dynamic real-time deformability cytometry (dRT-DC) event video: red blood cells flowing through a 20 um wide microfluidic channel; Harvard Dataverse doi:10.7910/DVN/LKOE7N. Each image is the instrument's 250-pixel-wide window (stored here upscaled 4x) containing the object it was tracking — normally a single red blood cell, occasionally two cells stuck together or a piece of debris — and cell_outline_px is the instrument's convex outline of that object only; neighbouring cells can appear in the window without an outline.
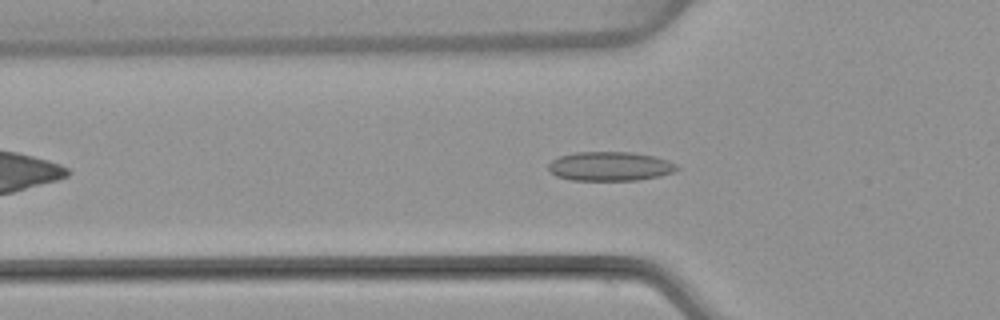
{"species": "common noctule bat (a hibernating species)", "species_latin": "Nyctalus noctula", "temperature_condition": "warm", "stored_images_in_passage": 38, "camera_frame_rate_fps": 3000, "um_per_image_px": 0.085, "animal": {"sex": "female", "body_mass_g": 22.7, "forearm_length_mm": 54.2}, "frame": {"image": 1, "passage_image": 3, "time_ms": 0.667, "image_size_px": [1000, 320], "cell_outline_px": [[680, 168], [672, 172], [660, 176], [636, 180], [572, 180], [556, 176], [548, 168], [548, 164], [552, 160], [560, 156], [572, 152], [632, 152], [652, 156], [668, 160], [676, 164]], "centroid_in_image_um": [51.84, 14.13], "position_along_channel_um": 74.0, "area_um2": 21.79}}
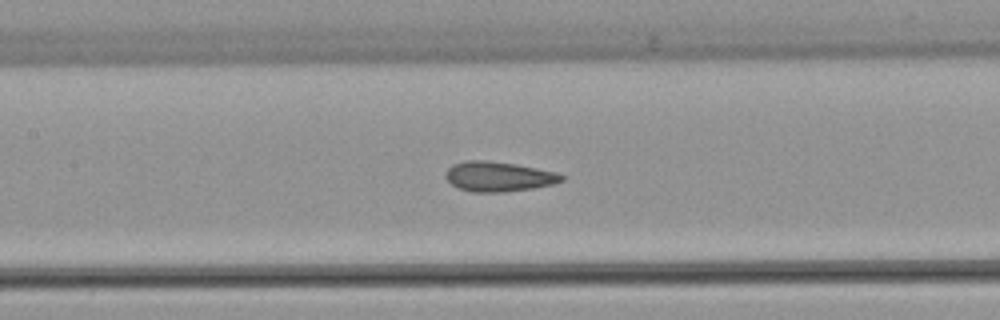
{"frame": {"image": 2, "passage_image": 10, "time_ms": 3.0, "image_size_px": [1000, 320], "cell_outline_px": [[568, 176], [564, 180], [552, 184], [532, 188], [504, 192], [472, 192], [460, 188], [452, 184], [444, 176], [444, 172], [452, 164], [464, 160], [484, 160], [516, 164], [556, 172]], "centroid_in_image_um": [42.37, 15.0], "position_along_channel_um": 165.0, "area_um2": 20.29}}
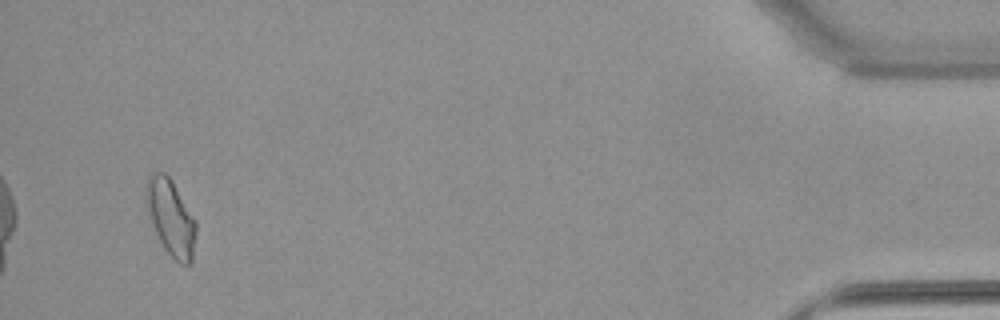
{"frame": {"image": 3, "passage_image": 36, "time_ms": 11.667, "image_size_px": [1000, 320], "cell_outline_px": [[196, 232], [192, 264], [180, 264], [164, 248], [156, 232], [148, 212], [144, 196], [144, 184], [148, 176], [152, 172], [164, 172], [172, 180], [196, 220]], "centroid_in_image_um": [14.51, 18.45], "position_along_channel_um": 420.7, "area_um2": 22.25}, "authors_computed_cell_mechanics": {"area_um2": 20.0277, "velocity_mm_per_s": 3.8672, "shape_relaxation_time_tau1_ms": null, "shape_relaxation_time_tau2_ms": 1.4494, "deformation_change_tau1": null, "deformation_change_tau2": 0.079}}